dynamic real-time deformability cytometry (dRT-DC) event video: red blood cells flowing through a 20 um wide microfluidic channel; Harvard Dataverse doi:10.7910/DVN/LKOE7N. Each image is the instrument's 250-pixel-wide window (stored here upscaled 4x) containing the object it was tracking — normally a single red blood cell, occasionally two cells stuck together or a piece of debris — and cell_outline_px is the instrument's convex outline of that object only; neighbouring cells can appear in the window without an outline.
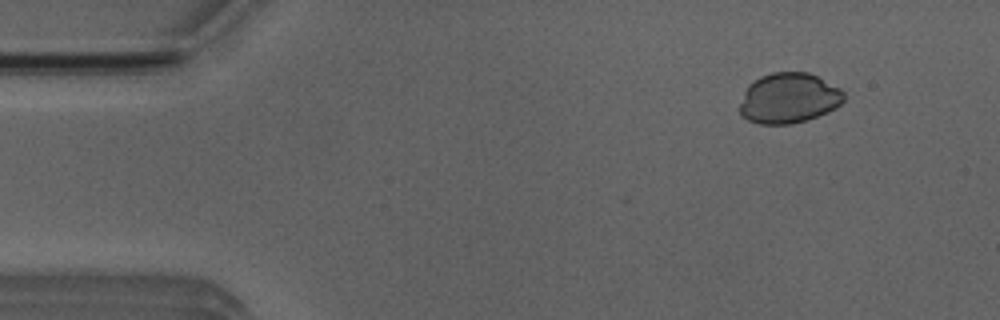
{"species": "Egyptian fruit bat (a non-hibernating species)", "species_latin": "Rousettus aegyptiacus", "temperature_condition": "room temperature", "stored_images_in_passage": 6, "camera_frame_rate_fps": 3000, "um_per_image_px": 0.085, "animal": {"sex": "male"}, "frame": {"image": 1, "passage_image": 1, "time_ms": 0.0, "image_size_px": [1000, 320], "cell_outline_px": [[844, 100], [836, 108], [828, 112], [808, 120], [792, 124], [760, 124], [748, 120], [740, 116], [740, 104], [744, 92], [748, 84], [760, 76], [772, 72], [808, 72], [840, 88], [844, 92]], "centroid_in_image_um": [67.03, 8.35], "position_along_channel_um": 18.0, "area_um2": 30.75}}
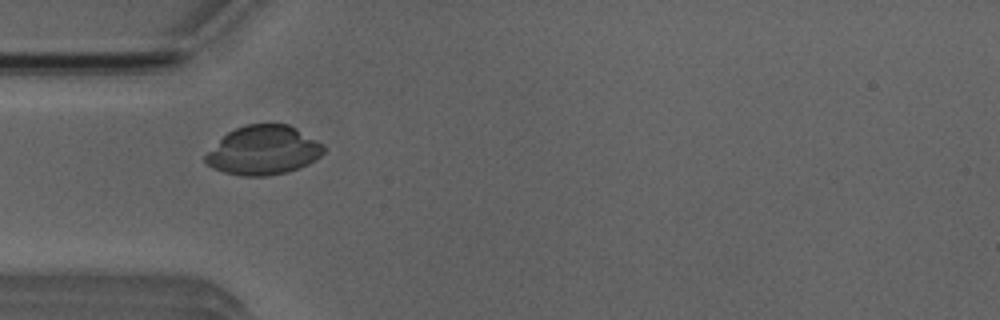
{"frame": {"image": 2, "passage_image": 4, "time_ms": 3.333, "image_size_px": [1000, 320], "cell_outline_px": [[324, 152], [316, 160], [300, 168], [288, 172], [264, 176], [244, 176], [224, 172], [212, 168], [204, 160], [204, 156], [228, 132], [236, 128], [248, 124], [288, 124], [296, 128], [324, 144]], "centroid_in_image_um": [22.42, 12.78], "position_along_channel_um": 62.6, "area_um2": 33.64}}